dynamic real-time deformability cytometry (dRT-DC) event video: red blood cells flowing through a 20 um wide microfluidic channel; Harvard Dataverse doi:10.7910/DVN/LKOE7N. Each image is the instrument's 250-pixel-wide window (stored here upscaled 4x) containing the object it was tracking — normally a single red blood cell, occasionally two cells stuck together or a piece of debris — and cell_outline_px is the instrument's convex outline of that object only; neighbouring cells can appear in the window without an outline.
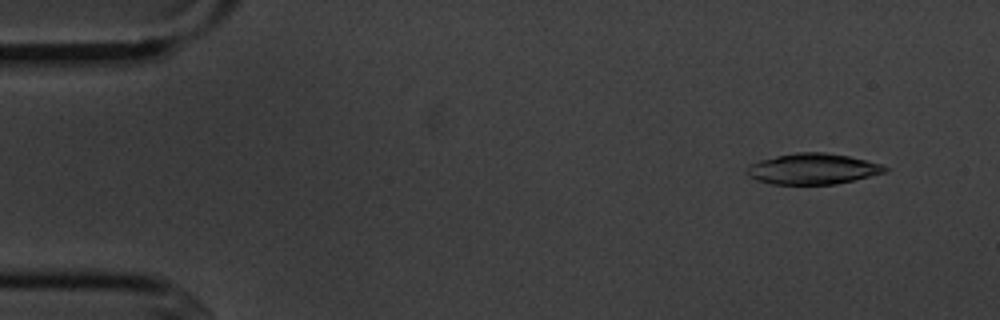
{"species": "common noctule bat (a hibernating species)", "species_latin": "Nyctalus noctula", "temperature_condition": "cold", "stored_images_in_passage": 5, "camera_frame_rate_fps": 3000, "um_per_image_px": 0.085, "animal": {"sex": "male", "body_mass_g": 20.1, "forearm_length_mm": 53.5}, "frame": {"image": 1, "passage_image": 1, "time_ms": 0.0, "image_size_px": [1000, 320], "cell_outline_px": [[888, 168], [884, 172], [836, 184], [772, 184], [756, 180], [748, 176], [744, 172], [744, 168], [748, 164], [760, 160], [776, 156], [796, 152], [824, 152], [848, 156], [880, 164]], "centroid_in_image_um": [68.97, 14.35], "position_along_channel_um": 16.0, "area_um2": 24.68}}